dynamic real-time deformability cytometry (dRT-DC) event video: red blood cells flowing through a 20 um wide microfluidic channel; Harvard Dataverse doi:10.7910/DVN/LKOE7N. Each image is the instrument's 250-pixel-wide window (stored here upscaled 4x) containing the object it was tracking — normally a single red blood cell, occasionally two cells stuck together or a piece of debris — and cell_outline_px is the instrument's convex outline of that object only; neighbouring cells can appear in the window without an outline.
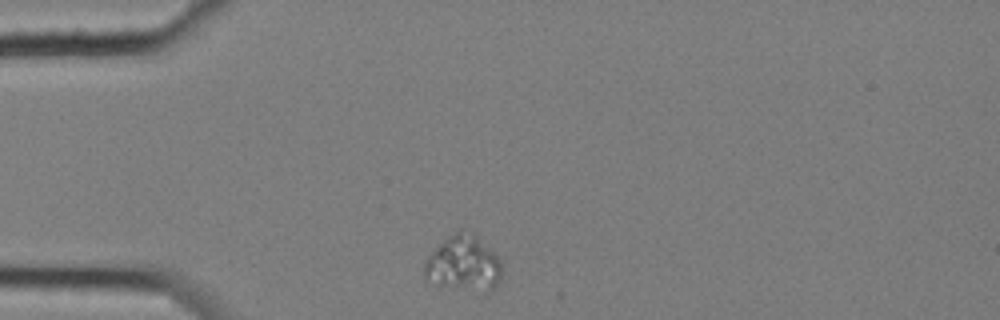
{"species": "common noctule bat (a hibernating species)", "species_latin": "Nyctalus noctula", "temperature_condition": "cold", "stored_images_in_passage": 4, "camera_frame_rate_fps": 3000, "um_per_image_px": 0.085, "animal": {"sex": "female", "body_mass_g": 25.1}, "frame": {"image": 1, "passage_image": 1, "time_ms": 0.0, "image_size_px": [1000, 320], "cell_outline_px": [[500, 280], [492, 292], [440, 288], [424, 276], [424, 260], [444, 240], [460, 228], [472, 232], [500, 260]], "centroid_in_image_um": [39.37, 22.45], "position_along_channel_um": 45.6, "area_um2": 25.2}}